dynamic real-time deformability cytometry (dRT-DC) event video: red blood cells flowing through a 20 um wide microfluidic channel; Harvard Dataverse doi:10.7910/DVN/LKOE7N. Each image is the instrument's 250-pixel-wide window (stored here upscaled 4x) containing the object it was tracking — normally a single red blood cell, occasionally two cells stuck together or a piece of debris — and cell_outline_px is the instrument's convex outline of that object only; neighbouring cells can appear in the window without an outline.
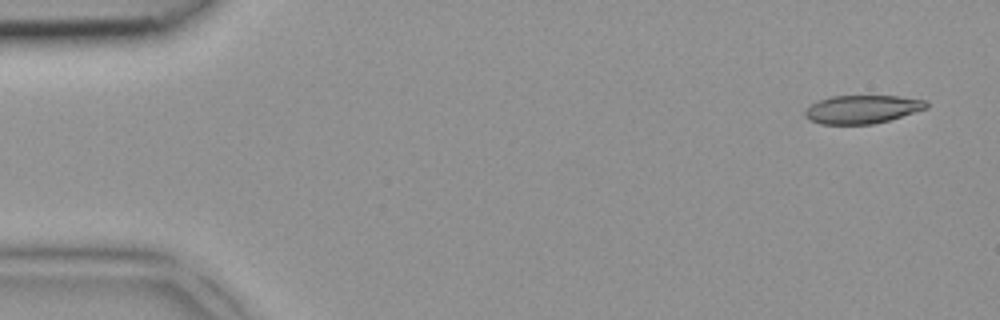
{"species": "common noctule bat (a hibernating species)", "species_latin": "Nyctalus noctula", "temperature_condition": "room temperature", "stored_images_in_passage": 2, "segment_of_instrument_passage": [2, 2], "camera_frame_rate_fps": 3000, "um_per_image_px": 0.085, "animal": {"sex": "female", "body_mass_g": 18.4}, "frame": {"image": 1, "passage_image": 2, "time_ms": 0.333, "image_size_px": [1000, 320], "cell_outline_px": [[928, 108], [888, 120], [872, 124], [820, 124], [808, 120], [804, 116], [804, 112], [816, 100], [832, 96], [900, 96], [928, 100]], "centroid_in_image_um": [73.28, 9.28], "position_along_channel_um": 11.7, "area_um2": 20.11}}